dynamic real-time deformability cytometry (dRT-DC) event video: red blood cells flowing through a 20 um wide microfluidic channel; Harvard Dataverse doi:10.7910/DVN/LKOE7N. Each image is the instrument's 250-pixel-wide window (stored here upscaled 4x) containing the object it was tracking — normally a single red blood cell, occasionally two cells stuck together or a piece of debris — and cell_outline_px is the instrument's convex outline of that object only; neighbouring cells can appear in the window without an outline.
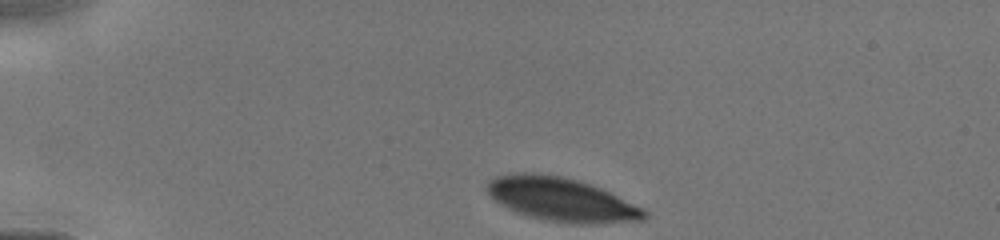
{"species": "human", "species_latin": "Homo sapiens", "temperature_condition": "cold", "stored_images_in_passage": 13, "camera_frame_rate_fps": 3000, "um_per_image_px": 0.085, "donor": {"sex": "male"}, "frame": {"image": 1, "passage_image": 1, "time_ms": 0.0, "image_size_px": [1000, 240], "cell_outline_px": [[648, 216], [644, 220], [592, 224], [568, 224], [544, 220], [528, 216], [516, 212], [500, 204], [484, 188], [488, 180], [496, 176], [516, 172], [532, 172], [560, 176], [580, 180], [600, 188], [644, 208], [648, 212]], "centroid_in_image_um": [47.71, 16.96], "position_along_channel_um": 37.3, "area_um2": 40.34}}
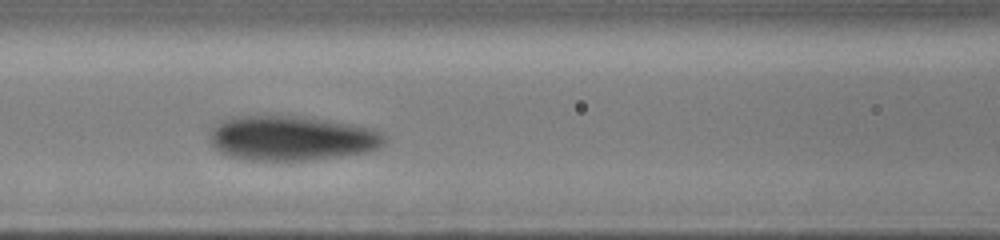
{"frame": {"image": 2, "passage_image": 10, "time_ms": 3.667, "image_size_px": [1000, 240], "cell_outline_px": [[384, 144], [380, 148], [368, 152], [340, 156], [308, 160], [244, 160], [228, 156], [212, 148], [208, 140], [208, 136], [212, 128], [224, 116], [304, 116], [352, 124], [372, 128], [380, 132], [384, 136]], "centroid_in_image_um": [24.71, 11.74], "position_along_channel_um": 141.9, "area_um2": 46.24}}
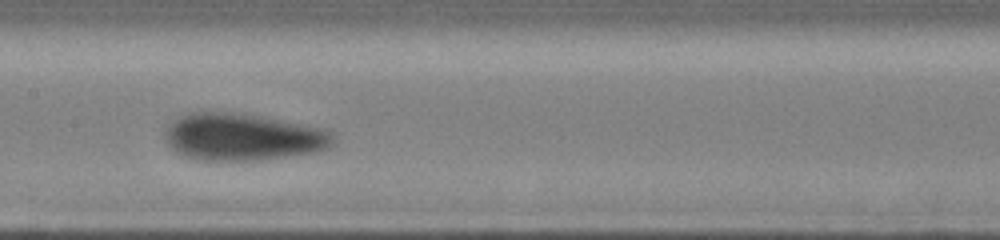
{"frame": {"image": 3, "passage_image": 12, "time_ms": 4.667, "image_size_px": [1000, 240], "cell_outline_px": [[332, 144], [328, 148], [316, 152], [260, 160], [200, 160], [184, 156], [176, 152], [164, 140], [164, 128], [172, 120], [180, 116], [192, 112], [244, 112], [320, 128], [328, 132], [332, 136]], "centroid_in_image_um": [20.55, 11.63], "position_along_channel_um": 186.9, "area_um2": 46.3}}